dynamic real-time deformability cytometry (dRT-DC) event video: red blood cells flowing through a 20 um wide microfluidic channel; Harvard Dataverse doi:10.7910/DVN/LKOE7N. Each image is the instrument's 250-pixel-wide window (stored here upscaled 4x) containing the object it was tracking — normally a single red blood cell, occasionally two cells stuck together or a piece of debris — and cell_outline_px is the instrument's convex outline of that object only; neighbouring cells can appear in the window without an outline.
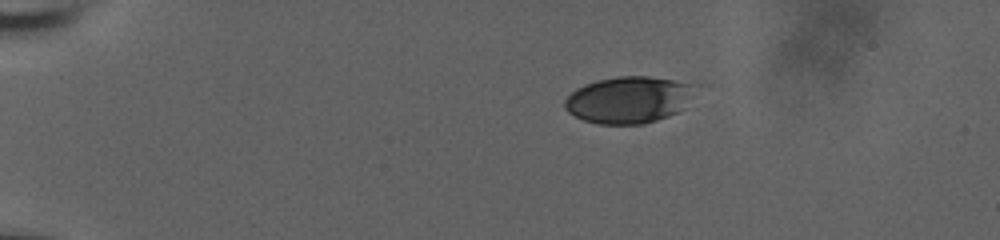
{"species": "human", "species_latin": "Homo sapiens", "temperature_condition": "room temperature", "stored_images_in_passage": 45, "camera_frame_rate_fps": 3000, "um_per_image_px": 0.085, "donor": {"sex": "male"}, "frame": {"image": 1, "passage_image": 1, "time_ms": 0.0, "image_size_px": [1000, 240], "cell_outline_px": [[704, 84], [676, 112], [668, 116], [644, 124], [600, 124], [584, 120], [568, 112], [564, 108], [564, 100], [576, 88], [584, 84], [600, 80], [620, 76], [648, 76]], "centroid_in_image_um": [53.49, 8.46], "position_along_channel_um": 31.5, "area_um2": 35.72}}
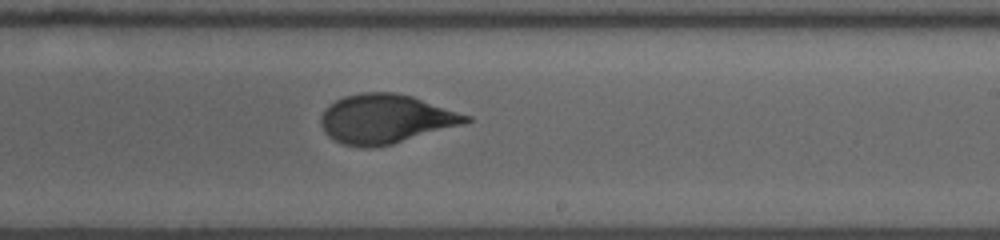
{"frame": {"image": 2, "passage_image": 25, "time_ms": 8.0, "image_size_px": [1000, 240], "cell_outline_px": [[472, 120], [464, 124], [392, 144], [372, 148], [360, 148], [340, 144], [328, 136], [324, 132], [320, 124], [320, 116], [324, 108], [336, 100], [344, 96], [360, 92], [396, 92], [412, 96], [472, 116]], "centroid_in_image_um": [32.74, 10.11], "position_along_channel_um": 256.3, "area_um2": 41.96}}
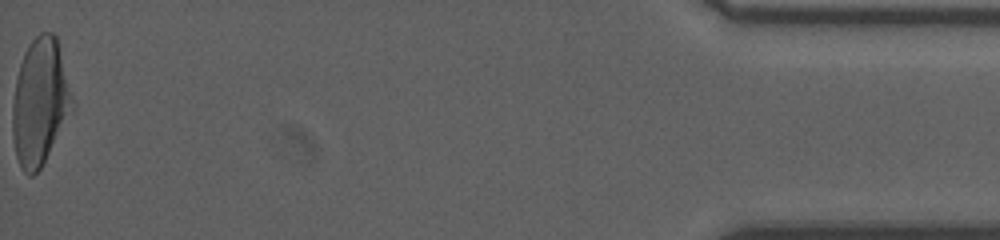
{"frame": {"image": 3, "passage_image": 45, "time_ms": 14.667, "image_size_px": [1000, 240], "cell_outline_px": [[72, 108], [40, 168], [32, 176], [28, 176], [20, 168], [16, 156], [12, 136], [12, 104], [16, 80], [20, 64], [24, 52], [28, 44], [40, 32], [52, 32], [56, 36], [72, 100]], "centroid_in_image_um": [3.34, 8.67], "position_along_channel_um": 431.9, "area_um2": 43.06}, "authors_computed_cell_mechanics": {"area_um2": 40.6912, "velocity_mm_per_s": 3.9348, "shape_relaxation_time_tau1_ms": 4.5985, "shape_relaxation_time_tau2_ms": 0.7831, "deformation_change_tau1": 0.1897, "deformation_change_tau2": 0.0576}}